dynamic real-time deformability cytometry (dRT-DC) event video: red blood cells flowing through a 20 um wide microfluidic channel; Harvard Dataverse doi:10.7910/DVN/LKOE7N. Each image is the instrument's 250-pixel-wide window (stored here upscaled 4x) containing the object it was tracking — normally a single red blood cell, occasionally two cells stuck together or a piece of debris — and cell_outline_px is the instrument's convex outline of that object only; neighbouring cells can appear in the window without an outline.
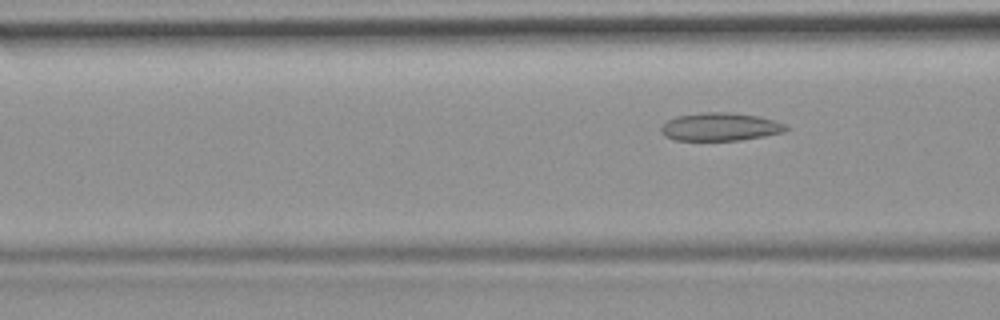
{"species": "common noctule bat (a hibernating species)", "species_latin": "Nyctalus noctula", "temperature_condition": "room temperature", "stored_images_in_passage": 5, "camera_frame_rate_fps": 3000, "um_per_image_px": 0.085, "animal": {"sex": "female", "body_mass_g": 19.9}, "frame": {"image": 1, "passage_image": 5, "time_ms": 5.667, "image_size_px": [1000, 320], "cell_outline_px": [[788, 128], [784, 132], [764, 136], [740, 140], [672, 140], [664, 136], [660, 132], [660, 128], [668, 120], [676, 116], [700, 112], [728, 112], [760, 116], [784, 124]], "centroid_in_image_um": [61.17, 10.78], "position_along_channel_um": 105.4, "area_um2": 20.46}}